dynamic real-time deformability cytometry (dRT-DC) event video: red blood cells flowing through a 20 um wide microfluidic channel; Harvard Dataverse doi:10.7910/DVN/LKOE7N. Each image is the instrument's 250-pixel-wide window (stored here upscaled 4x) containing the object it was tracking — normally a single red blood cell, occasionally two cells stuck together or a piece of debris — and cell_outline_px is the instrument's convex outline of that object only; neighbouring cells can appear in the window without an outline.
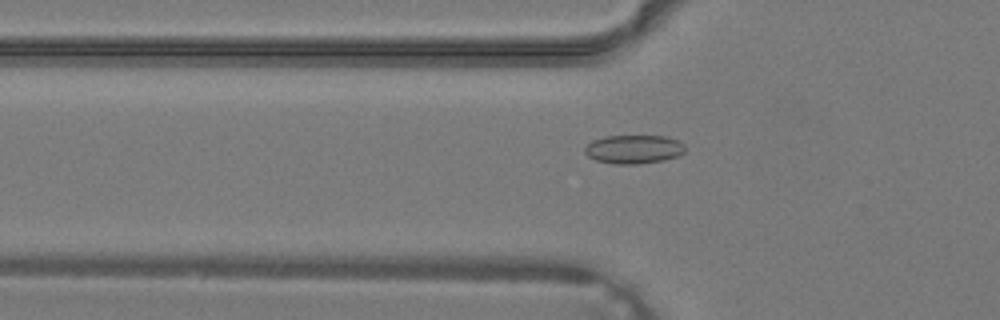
{"species": "common noctule bat (a hibernating species)", "species_latin": "Nyctalus noctula", "temperature_condition": "warm", "stored_images_in_passage": 41, "camera_frame_rate_fps": 3000, "um_per_image_px": 0.085, "animal": {"sex": "male", "body_mass_g": 19.2, "forearm_length_mm": 51.8}, "frame": {"image": 1, "passage_image": 15, "time_ms": 4.667, "image_size_px": [1000, 320], "cell_outline_px": [[684, 152], [676, 156], [664, 160], [636, 164], [616, 164], [596, 160], [588, 156], [584, 152], [584, 148], [592, 140], [604, 136], [664, 136], [676, 140], [684, 144]], "centroid_in_image_um": [53.83, 12.68], "position_along_channel_um": 72.0, "area_um2": 16.65}}
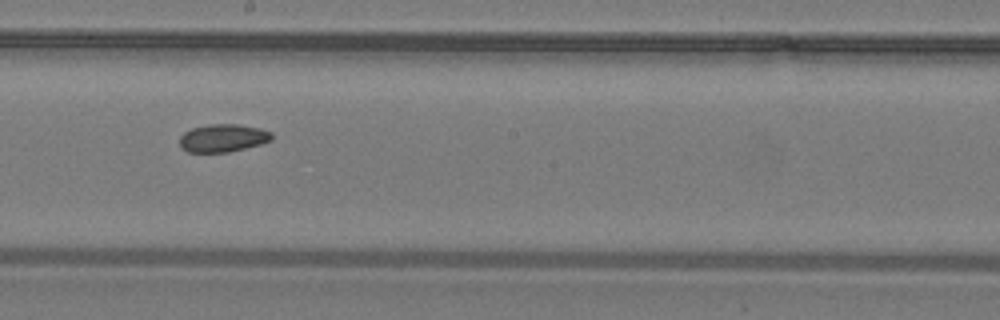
{"frame": {"image": 2, "passage_image": 24, "time_ms": 7.667, "image_size_px": [1000, 320], "cell_outline_px": [[272, 140], [260, 144], [228, 152], [188, 152], [180, 148], [180, 136], [184, 132], [192, 128], [208, 124], [236, 124], [260, 128], [272, 132]], "centroid_in_image_um": [18.93, 11.73], "position_along_channel_um": 229.3, "area_um2": 14.97}}
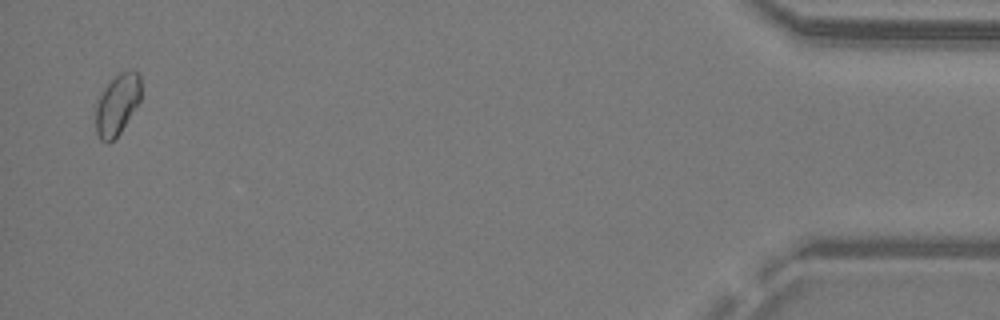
{"frame": {"image": 3, "passage_image": 40, "time_ms": 13.0, "image_size_px": [1000, 320], "cell_outline_px": [[140, 100], [120, 132], [108, 144], [100, 140], [96, 132], [96, 104], [104, 88], [120, 72], [136, 72], [140, 76]], "centroid_in_image_um": [9.94, 8.92], "position_along_channel_um": 425.3, "area_um2": 15.61}}